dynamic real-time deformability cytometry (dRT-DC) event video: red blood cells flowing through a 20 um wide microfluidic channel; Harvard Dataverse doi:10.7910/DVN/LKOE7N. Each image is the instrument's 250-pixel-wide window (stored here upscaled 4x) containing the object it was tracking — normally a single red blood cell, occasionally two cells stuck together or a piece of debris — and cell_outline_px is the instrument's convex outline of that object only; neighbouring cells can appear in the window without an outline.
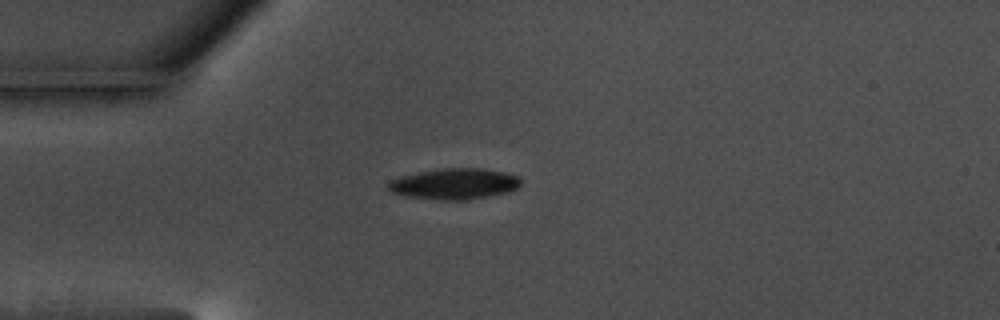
{"species": "common noctule bat (a hibernating species)", "species_latin": "Nyctalus noctula", "temperature_condition": "warm", "stored_images_in_passage": 43, "camera_frame_rate_fps": 3000, "um_per_image_px": 0.085, "animal": {"sex": "male", "body_mass_g": 17.5, "forearm_length_mm": 52.3}, "frame": {"image": 1, "passage_image": 1, "time_ms": 0.0, "image_size_px": [1000, 320], "cell_outline_px": [[520, 184], [516, 188], [508, 192], [468, 200], [440, 200], [408, 196], [392, 192], [388, 188], [388, 184], [392, 180], [404, 176], [420, 172], [444, 168], [480, 168], [508, 172], [516, 176], [520, 180]], "centroid_in_image_um": [38.67, 15.63], "position_along_channel_um": 46.3, "area_um2": 23.58}}
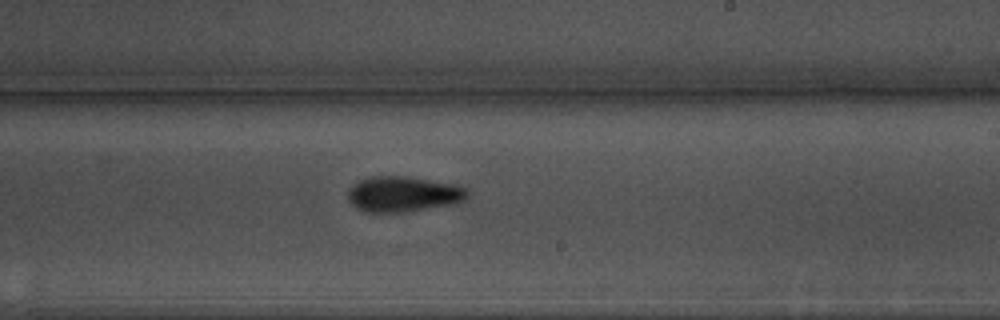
{"frame": {"image": 2, "passage_image": 20, "time_ms": 6.333, "image_size_px": [1000, 320], "cell_outline_px": [[468, 196], [464, 200], [452, 204], [404, 212], [364, 212], [356, 208], [348, 200], [348, 188], [352, 184], [360, 180], [372, 176], [404, 176], [452, 184], [468, 188]], "centroid_in_image_um": [34.23, 16.5], "position_along_channel_um": 254.8, "area_um2": 24.62}}
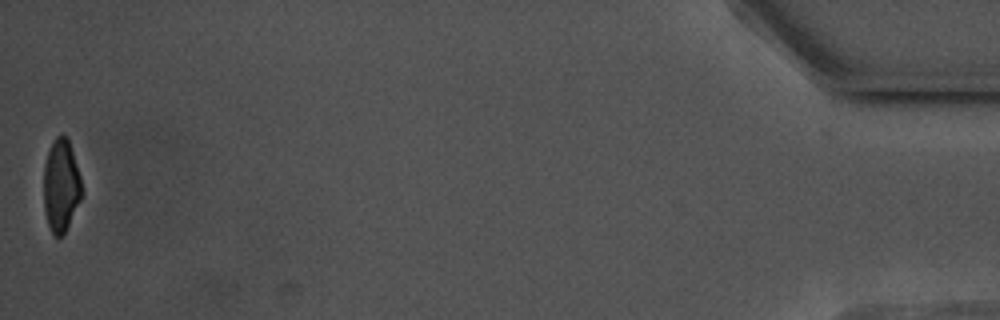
{"frame": {"image": 3, "passage_image": 43, "time_ms": 14.0, "image_size_px": [1000, 320], "cell_outline_px": [[80, 200], [64, 232], [60, 236], [52, 236], [44, 212], [44, 164], [52, 140], [56, 136], [68, 136], [80, 176]], "centroid_in_image_um": [5.16, 15.74], "position_along_channel_um": 430.0, "area_um2": 20.23}, "authors_computed_cell_mechanics": {"area_um2": 23.8136, "velocity_mm_per_s": 3.5578, "shape_relaxation_time_tau1_ms": 3.2724, "shape_relaxation_time_tau2_ms": 3.5597, "deformation_change_tau1": 0.1344, "deformation_change_tau2": 0.111}}